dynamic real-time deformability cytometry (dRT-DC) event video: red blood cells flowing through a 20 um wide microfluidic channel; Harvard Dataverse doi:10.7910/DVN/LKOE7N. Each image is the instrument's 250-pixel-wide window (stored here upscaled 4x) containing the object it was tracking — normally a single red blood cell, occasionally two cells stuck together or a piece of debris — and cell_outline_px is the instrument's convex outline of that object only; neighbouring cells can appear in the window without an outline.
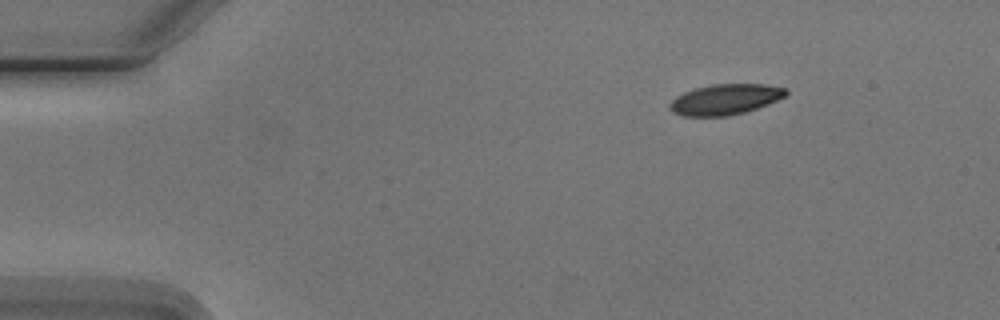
{"species": "Egyptian fruit bat (a non-hibernating species)", "species_latin": "Rousettus aegyptiacus", "temperature_condition": "cold", "stored_images_in_passage": 6, "camera_frame_rate_fps": 3000, "um_per_image_px": 0.085, "animal": {"sex": "male"}, "frame": {"image": 1, "passage_image": 6, "time_ms": 5.667, "image_size_px": [1000, 320], "cell_outline_px": [[788, 92], [784, 96], [768, 104], [744, 112], [728, 116], [684, 116], [672, 112], [668, 104], [676, 96], [684, 92], [696, 88], [712, 84], [764, 84], [788, 88]], "centroid_in_image_um": [61.63, 8.44], "position_along_channel_um": 23.4, "area_um2": 20.63}}